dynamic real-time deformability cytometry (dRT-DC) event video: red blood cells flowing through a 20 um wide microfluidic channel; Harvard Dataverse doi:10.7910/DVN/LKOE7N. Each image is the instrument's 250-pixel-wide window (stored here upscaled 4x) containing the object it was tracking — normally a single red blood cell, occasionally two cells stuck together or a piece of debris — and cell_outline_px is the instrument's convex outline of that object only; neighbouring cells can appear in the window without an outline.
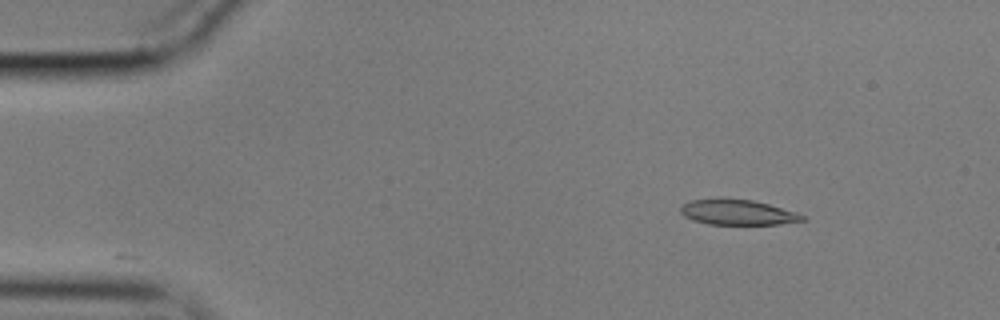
{"species": "common noctule bat (a hibernating species)", "species_latin": "Nyctalus noctula", "temperature_condition": "cold", "stored_images_in_passage": 49, "camera_frame_rate_fps": 3000, "um_per_image_px": 0.085, "animal": {"sex": "male", "body_mass_g": 17.9}, "frame": {"image": 1, "passage_image": 1, "time_ms": 0.0, "image_size_px": [1000, 320], "cell_outline_px": [[808, 216], [804, 220], [780, 224], [708, 224], [692, 220], [684, 216], [680, 212], [680, 204], [692, 200], [716, 196], [720, 196], [752, 200], [768, 204], [796, 212]], "centroid_in_image_um": [62.63, 18.01], "position_along_channel_um": 22.4, "area_um2": 18.5}}
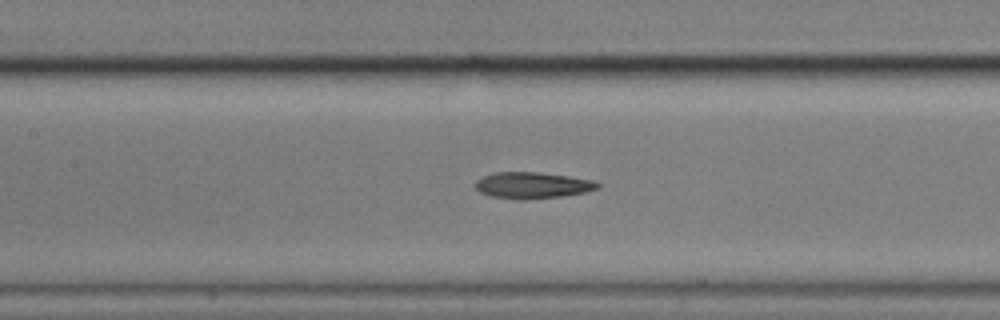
{"frame": {"image": 2, "passage_image": 19, "time_ms": 6.0, "image_size_px": [1000, 320], "cell_outline_px": [[600, 188], [584, 192], [560, 196], [524, 200], [516, 200], [492, 196], [480, 192], [476, 188], [476, 180], [484, 176], [496, 172], [536, 172], [568, 176], [596, 180], [600, 184]], "centroid_in_image_um": [45.28, 15.75], "position_along_channel_um": 162.1, "area_um2": 18.73}}
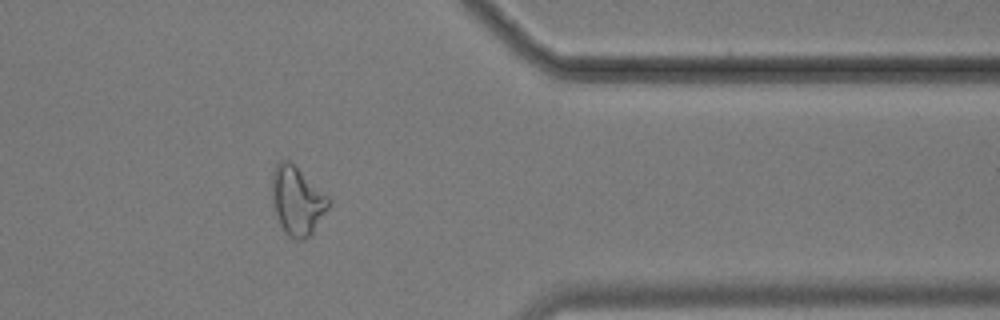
{"frame": {"image": 3, "passage_image": 39, "time_ms": 12.667, "image_size_px": [1000, 320], "cell_outline_px": [[332, 200], [328, 208], [312, 232], [304, 240], [296, 240], [288, 236], [284, 232], [280, 224], [272, 204], [272, 172], [276, 164], [280, 160], [288, 160], [328, 196]], "centroid_in_image_um": [25.24, 17.07], "position_along_channel_um": 386.2, "area_um2": 22.37}, "authors_computed_cell_mechanics": {"area_um2": 19.1318, "velocity_mm_per_s": 3.5822, "shape_relaxation_time_tau1_ms": 9.2486, "shape_relaxation_time_tau2_ms": 4.2814, "deformation_change_tau1": 0.209, "deformation_change_tau2": 0.1406}}